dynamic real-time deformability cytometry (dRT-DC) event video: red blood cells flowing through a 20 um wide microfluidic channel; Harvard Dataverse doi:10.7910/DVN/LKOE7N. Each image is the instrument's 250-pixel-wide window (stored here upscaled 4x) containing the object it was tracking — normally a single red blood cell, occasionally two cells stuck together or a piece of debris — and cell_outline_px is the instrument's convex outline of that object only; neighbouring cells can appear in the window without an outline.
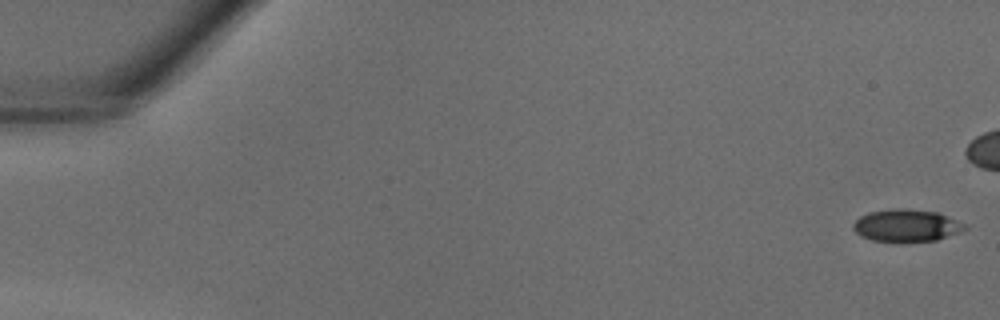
{"species": "common noctule bat (a hibernating species)", "species_latin": "Nyctalus noctula", "temperature_condition": "warm", "stored_images_in_passage": 33, "camera_frame_rate_fps": 3000, "um_per_image_px": 0.085, "animal": {"sex": "male", "body_mass_g": 18.8}, "frame": {"image": 1, "passage_image": 1, "time_ms": 0.0, "image_size_px": [1000, 320], "cell_outline_px": [[968, 228], [960, 232], [936, 240], [904, 244], [900, 244], [872, 240], [860, 236], [852, 228], [852, 224], [860, 216], [868, 212], [892, 208], [908, 208], [940, 212], [968, 224]], "centroid_in_image_um": [77.07, 19.19], "position_along_channel_um": 7.9, "area_um2": 22.02}}
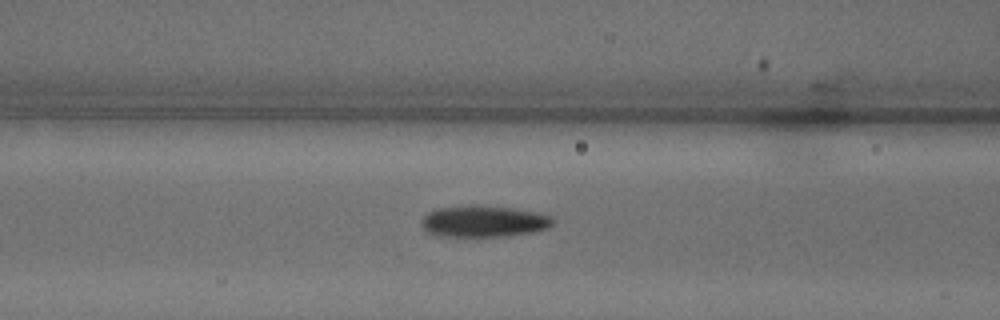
{"frame": {"image": 2, "passage_image": 17, "time_ms": 5.333, "image_size_px": [1000, 320], "cell_outline_px": [[552, 224], [544, 228], [532, 232], [504, 236], [440, 236], [428, 232], [420, 224], [424, 216], [428, 212], [440, 208], [508, 208], [532, 212], [552, 216]], "centroid_in_image_um": [41.08, 18.86], "position_along_channel_um": 125.5, "area_um2": 22.66}}
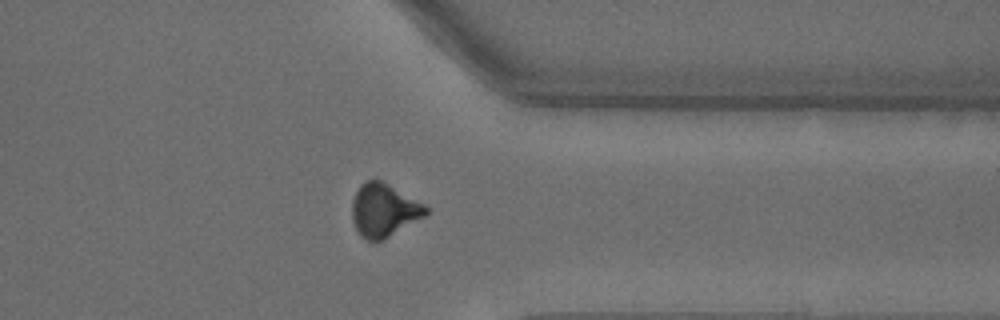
{"frame": {"image": 3, "passage_image": 32, "time_ms": 10.333, "image_size_px": [1000, 320], "cell_outline_px": [[428, 212], [424, 216], [384, 240], [364, 240], [356, 232], [352, 220], [352, 200], [360, 184], [364, 180], [380, 180], [424, 204], [428, 208]], "centroid_in_image_um": [32.58, 17.89], "position_along_channel_um": 378.8, "area_um2": 22.77}}